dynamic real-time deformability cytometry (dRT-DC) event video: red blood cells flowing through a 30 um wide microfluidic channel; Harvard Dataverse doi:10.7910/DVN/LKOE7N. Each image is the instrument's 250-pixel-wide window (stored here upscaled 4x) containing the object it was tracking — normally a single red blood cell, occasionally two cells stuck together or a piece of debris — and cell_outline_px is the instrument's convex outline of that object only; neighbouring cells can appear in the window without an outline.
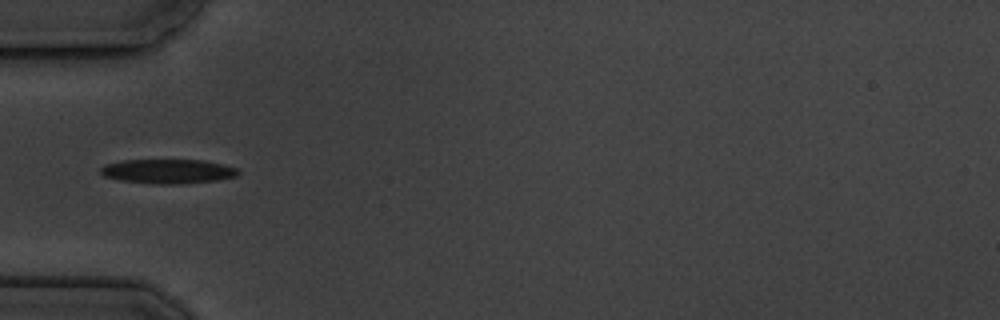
{"species": "common noctule bat (a hibernating species)", "species_latin": "Nyctalus noctula", "temperature_condition": "cold", "stored_images_in_passage": 15, "camera_frame_rate_fps": 3000, "um_per_image_px": 0.085, "animal": {"sex": "male", "body_mass_g": 19.5, "forearm_length_mm": 54.6}, "frame": {"image": 1, "passage_image": 5, "time_ms": 5.667, "image_size_px": [1000, 320], "cell_outline_px": [[240, 172], [236, 176], [220, 180], [180, 184], [152, 184], [120, 180], [104, 176], [100, 172], [100, 168], [104, 164], [124, 160], [204, 160], [236, 168]], "centroid_in_image_um": [14.26, 14.57], "position_along_channel_um": 70.7, "area_um2": 19.59}}
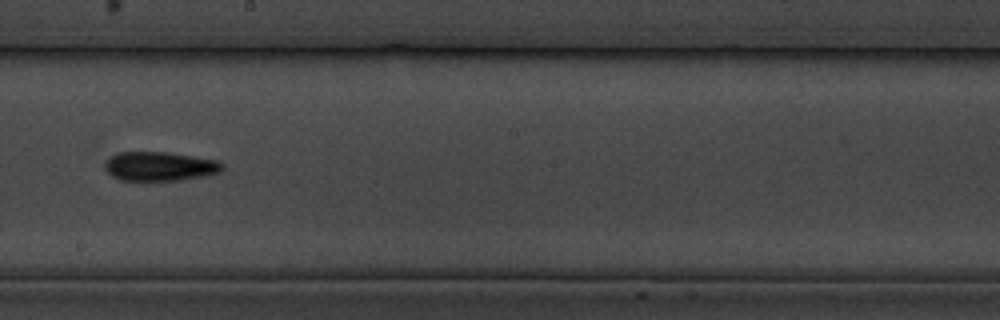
{"frame": {"image": 2, "passage_image": 9, "time_ms": 10.333, "image_size_px": [1000, 320], "cell_outline_px": [[224, 168], [220, 172], [204, 176], [180, 180], [120, 180], [112, 176], [104, 168], [104, 164], [112, 156], [120, 152], [168, 152], [220, 160], [224, 164]], "centroid_in_image_um": [13.63, 14.13], "position_along_channel_um": 234.6, "area_um2": 20.0}}
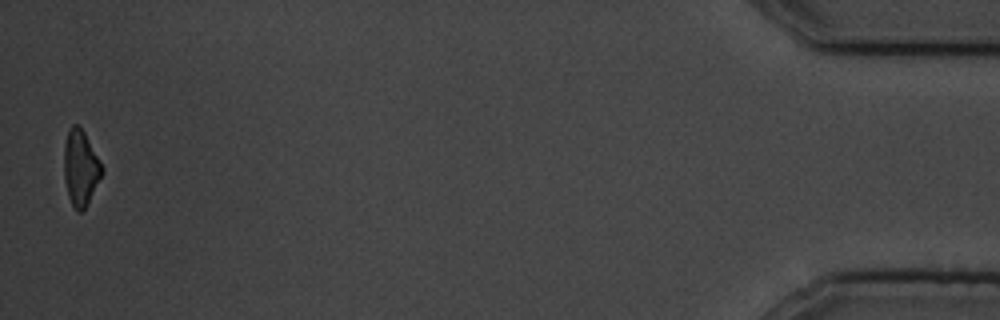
{"frame": {"image": 3, "passage_image": 15, "time_ms": 18.333, "image_size_px": [1000, 320], "cell_outline_px": [[104, 172], [84, 208], [80, 212], [76, 212], [68, 196], [64, 180], [64, 144], [68, 128], [72, 124], [80, 124], [104, 168]], "centroid_in_image_um": [6.84, 14.22], "position_along_channel_um": 428.4, "area_um2": 16.82}, "authors_computed_cell_mechanics": {"area_um2": 19.0162, "velocity_mm_per_s": 3.5196, "shape_relaxation_time_tau1_ms": 5.1138, "shape_relaxation_time_tau2_ms": 3.7295, "deformation_change_tau1": 0.1517, "deformation_change_tau2": 0.1172}}